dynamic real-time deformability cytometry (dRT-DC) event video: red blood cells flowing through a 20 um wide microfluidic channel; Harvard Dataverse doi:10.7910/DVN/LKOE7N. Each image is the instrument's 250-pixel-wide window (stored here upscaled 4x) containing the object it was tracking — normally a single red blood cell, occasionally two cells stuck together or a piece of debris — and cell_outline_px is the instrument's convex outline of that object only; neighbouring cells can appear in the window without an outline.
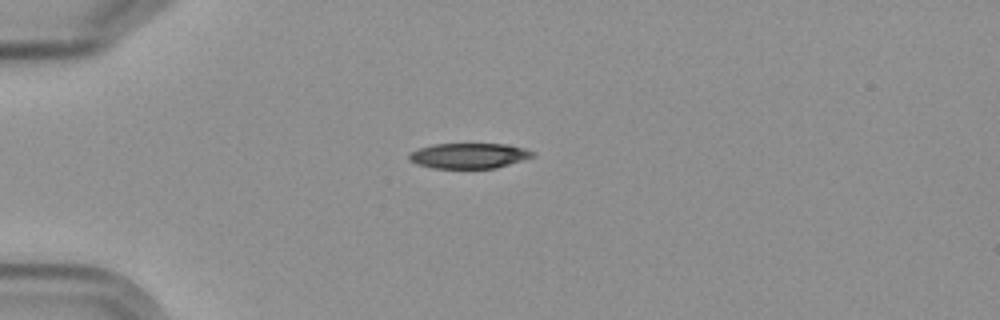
{"species": "Egyptian fruit bat (a non-hibernating species)", "species_latin": "Rousettus aegyptiacus", "temperature_condition": "cold", "stored_images_in_passage": 3, "camera_frame_rate_fps": 3000, "um_per_image_px": 0.085, "frame": {"image": 1, "passage_image": 1, "time_ms": 0.0, "image_size_px": [1000, 320], "cell_outline_px": [[536, 156], [496, 168], [432, 168], [416, 164], [408, 160], [408, 156], [412, 152], [420, 148], [432, 144], [508, 144], [524, 148], [536, 152]], "centroid_in_image_um": [39.89, 13.23], "position_along_channel_um": 45.1, "area_um2": 18.32}}
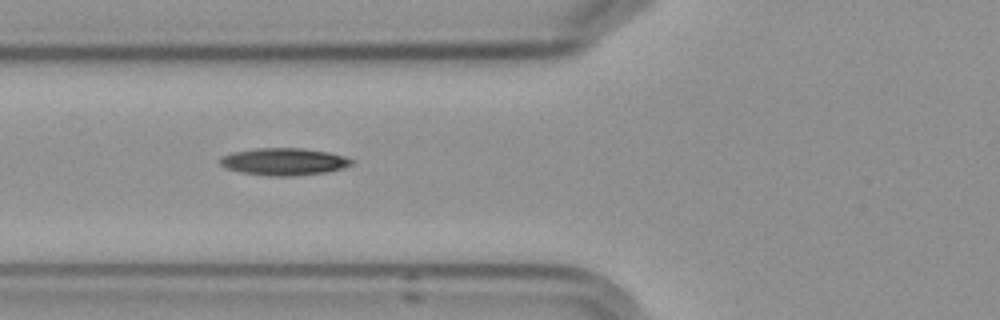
{"frame": {"image": 2, "passage_image": 3, "time_ms": 2.333, "image_size_px": [1000, 320], "cell_outline_px": [[356, 160], [352, 164], [344, 168], [328, 172], [292, 176], [268, 176], [240, 172], [224, 168], [220, 164], [220, 156], [232, 152], [256, 148], [304, 148], [328, 152], [348, 156]], "centroid_in_image_um": [24.16, 13.74], "position_along_channel_um": 101.6, "area_um2": 21.27}}